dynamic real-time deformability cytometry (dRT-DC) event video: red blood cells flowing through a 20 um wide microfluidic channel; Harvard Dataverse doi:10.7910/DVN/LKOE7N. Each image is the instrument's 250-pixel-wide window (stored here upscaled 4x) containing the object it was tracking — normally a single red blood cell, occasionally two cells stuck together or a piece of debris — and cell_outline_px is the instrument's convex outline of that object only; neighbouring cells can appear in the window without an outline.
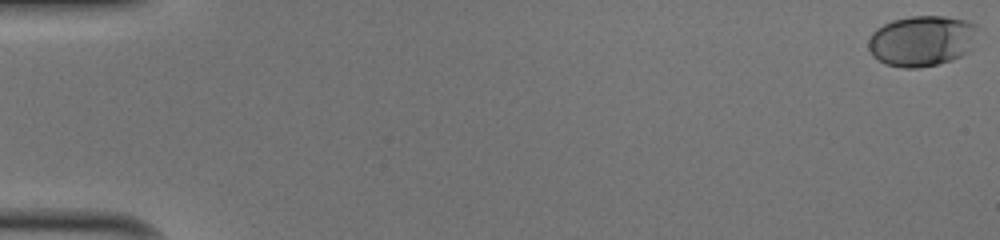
{"species": "human", "species_latin": "Homo sapiens", "temperature_condition": "cold", "stored_images_in_passage": 44, "camera_frame_rate_fps": 3000, "um_per_image_px": 0.085, "donor": {"sex": "male"}, "frame": {"image": 1, "passage_image": 1, "time_ms": 0.0, "image_size_px": [1000, 240], "cell_outline_px": [[980, 28], [972, 48], [968, 52], [952, 60], [920, 68], [904, 68], [884, 64], [872, 56], [868, 48], [868, 40], [872, 32], [876, 28], [892, 20], [908, 16], [944, 16], [968, 20], [976, 24]], "centroid_in_image_um": [78.38, 3.46], "position_along_channel_um": 6.6, "area_um2": 32.95}}
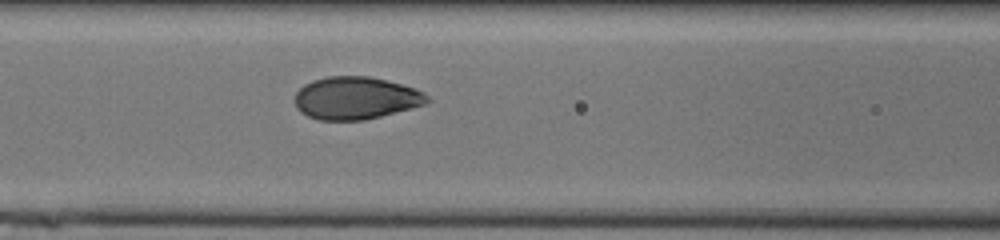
{"frame": {"image": 2, "passage_image": 24, "time_ms": 7.667, "image_size_px": [1000, 240], "cell_outline_px": [[432, 100], [428, 104], [364, 120], [320, 120], [308, 116], [300, 112], [296, 108], [296, 92], [304, 84], [312, 80], [328, 76], [368, 76], [388, 80], [416, 88], [424, 92]], "centroid_in_image_um": [30.28, 8.33], "position_along_channel_um": 136.3, "area_um2": 33.06}}
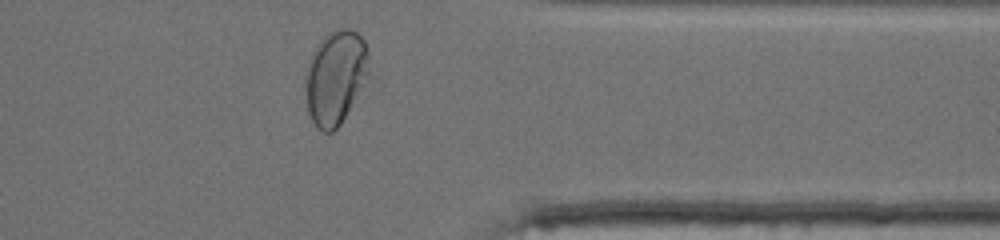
{"frame": {"image": 3, "passage_image": 43, "time_ms": 14.0, "image_size_px": [1000, 240], "cell_outline_px": [[372, 76], [340, 124], [332, 132], [324, 132], [316, 128], [308, 112], [304, 92], [304, 80], [308, 64], [312, 52], [320, 40], [328, 32], [340, 24], [352, 28], [364, 40], [368, 48]], "centroid_in_image_um": [28.56, 6.52], "position_along_channel_um": 382.8, "area_um2": 36.36}, "authors_computed_cell_mechanics": {"area_um2": 32.9171, "velocity_mm_per_s": 4.0108, "shape_relaxation_time_tau1_ms": 4.7296, "shape_relaxation_time_tau2_ms": null, "deformation_change_tau1": 0.1755, "deformation_change_tau2": null}}